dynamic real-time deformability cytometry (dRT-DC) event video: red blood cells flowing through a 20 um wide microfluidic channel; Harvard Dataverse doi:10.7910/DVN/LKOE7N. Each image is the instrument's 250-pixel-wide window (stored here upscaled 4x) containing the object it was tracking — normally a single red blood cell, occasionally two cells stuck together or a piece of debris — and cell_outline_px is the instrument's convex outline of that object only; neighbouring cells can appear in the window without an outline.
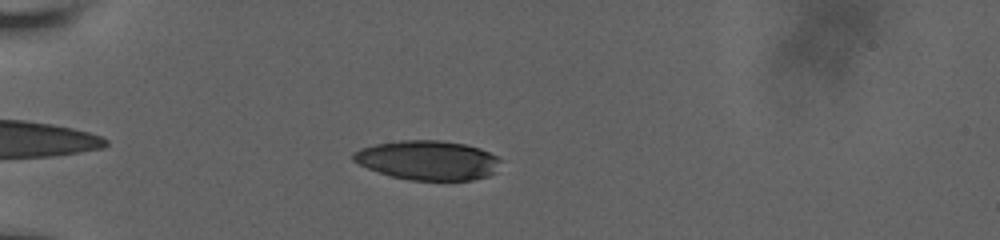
{"species": "human", "species_latin": "Homo sapiens", "temperature_condition": "room temperature", "stored_images_in_passage": 45, "camera_frame_rate_fps": 3000, "um_per_image_px": 0.085, "donor": {"sex": "male"}, "frame": {"image": 1, "passage_image": 6, "time_ms": 1.667, "image_size_px": [1000, 240], "cell_outline_px": [[500, 160], [496, 172], [488, 176], [472, 180], [408, 180], [392, 176], [368, 168], [352, 160], [352, 152], [360, 148], [376, 144], [400, 140], [440, 140], [464, 144], [480, 148], [496, 156]], "centroid_in_image_um": [36.36, 13.62], "position_along_channel_um": 48.6, "area_um2": 33.76}}
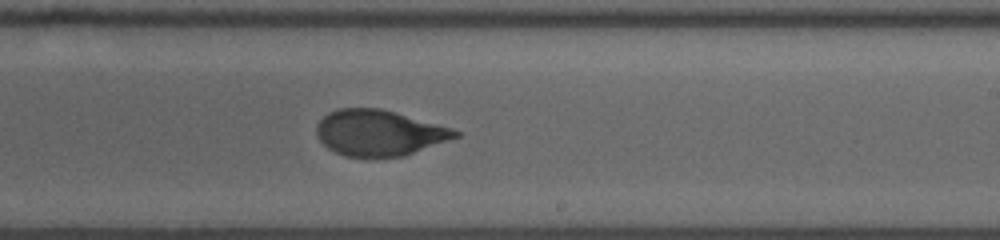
{"frame": {"image": 2, "passage_image": 25, "time_ms": 8.0, "image_size_px": [1000, 240], "cell_outline_px": [[460, 136], [404, 156], [344, 156], [328, 148], [320, 140], [316, 132], [316, 124], [328, 112], [336, 108], [380, 108], [452, 128], [460, 132]], "centroid_in_image_um": [32.2, 11.28], "position_along_channel_um": 256.8, "area_um2": 36.7}}
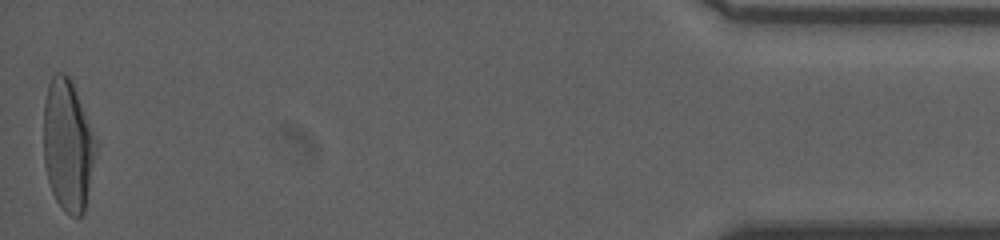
{"frame": {"image": 3, "passage_image": 45, "time_ms": 14.667, "image_size_px": [1000, 240], "cell_outline_px": [[100, 144], [84, 212], [80, 216], [72, 216], [64, 212], [60, 208], [52, 192], [48, 180], [44, 164], [44, 104], [48, 84], [52, 76], [56, 72], [64, 72], [72, 80]], "centroid_in_image_um": [5.81, 12.35], "position_along_channel_um": 429.4, "area_um2": 41.21}, "authors_computed_cell_mechanics": {"area_um2": 37.3388, "velocity_mm_per_s": 3.8167, "shape_relaxation_time_tau1_ms": 6.1749, "shape_relaxation_time_tau2_ms": 1.0336, "deformation_change_tau1": 0.2452, "deformation_change_tau2": 0.0697}}